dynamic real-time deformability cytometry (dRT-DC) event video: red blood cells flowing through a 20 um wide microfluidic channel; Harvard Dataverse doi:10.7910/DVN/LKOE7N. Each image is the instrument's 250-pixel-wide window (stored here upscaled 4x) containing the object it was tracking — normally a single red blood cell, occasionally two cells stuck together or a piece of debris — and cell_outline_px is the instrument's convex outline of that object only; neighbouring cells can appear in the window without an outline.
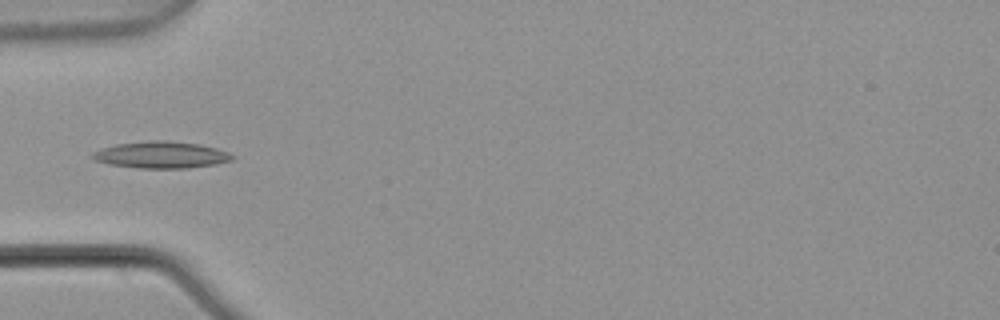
{"species": "common noctule bat (a hibernating species)", "species_latin": "Nyctalus noctula", "temperature_condition": "warm", "stored_images_in_passage": 5, "camera_frame_rate_fps": 3000, "um_per_image_px": 0.085, "animal": {"sex": "male", "body_mass_g": 21.5, "forearm_length_mm": 52.0}, "frame": {"image": 1, "passage_image": 5, "time_ms": 1.333, "image_size_px": [1000, 320], "cell_outline_px": [[236, 156], [232, 160], [216, 164], [188, 168], [140, 168], [108, 164], [96, 160], [88, 156], [92, 152], [100, 148], [116, 144], [152, 140], [164, 140], [200, 144], [216, 148], [228, 152]], "centroid_in_image_um": [13.68, 13.16], "position_along_channel_um": 71.3, "area_um2": 21.91}}